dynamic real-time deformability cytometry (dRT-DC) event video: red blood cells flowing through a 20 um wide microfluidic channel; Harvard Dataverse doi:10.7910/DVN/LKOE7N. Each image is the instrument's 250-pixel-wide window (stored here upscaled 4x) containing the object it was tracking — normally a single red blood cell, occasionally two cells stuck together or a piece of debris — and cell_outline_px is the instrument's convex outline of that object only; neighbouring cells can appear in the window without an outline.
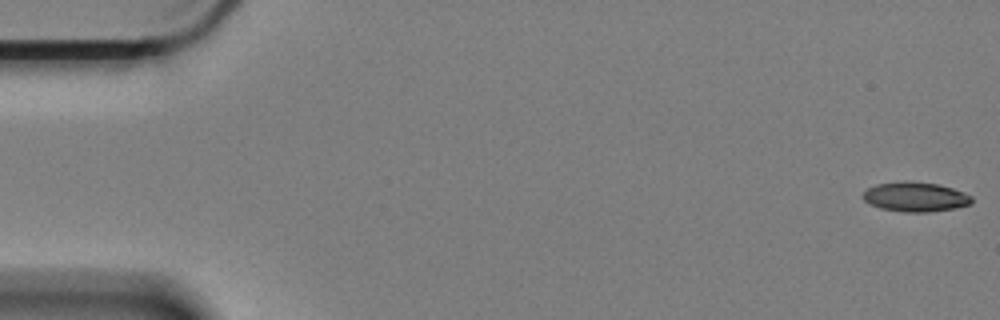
{"species": "Egyptian fruit bat (a non-hibernating species)", "species_latin": "Rousettus aegyptiacus", "temperature_condition": "cold", "stored_images_in_passage": 60, "camera_frame_rate_fps": 3000, "um_per_image_px": 0.085, "animal": {"sex": "female"}, "frame": {"image": 1, "passage_image": 1, "time_ms": 0.0, "image_size_px": [1000, 320], "cell_outline_px": [[972, 204], [952, 208], [928, 212], [904, 212], [880, 208], [864, 200], [864, 192], [868, 188], [876, 184], [904, 180], [912, 180], [940, 184], [952, 188], [972, 196]], "centroid_in_image_um": [77.81, 16.71], "position_along_channel_um": 7.2, "area_um2": 18.79}}
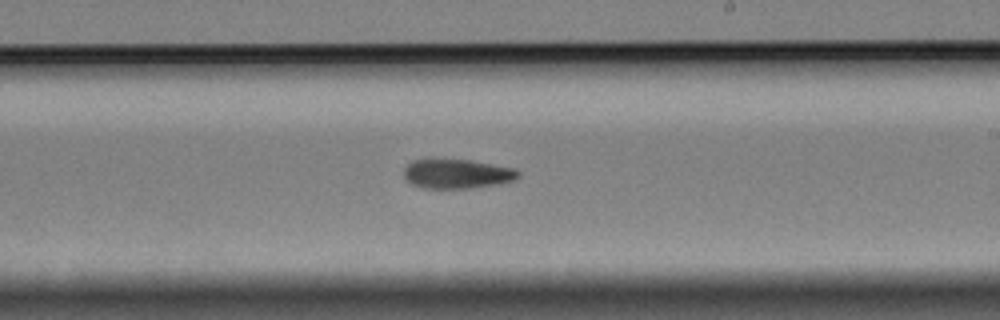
{"frame": {"image": 2, "passage_image": 35, "time_ms": 11.333, "image_size_px": [1000, 320], "cell_outline_px": [[520, 176], [516, 180], [500, 184], [472, 188], [424, 188], [412, 184], [404, 180], [404, 168], [412, 160], [468, 160], [516, 168], [520, 172]], "centroid_in_image_um": [38.88, 14.79], "position_along_channel_um": 250.1, "area_um2": 19.65}}
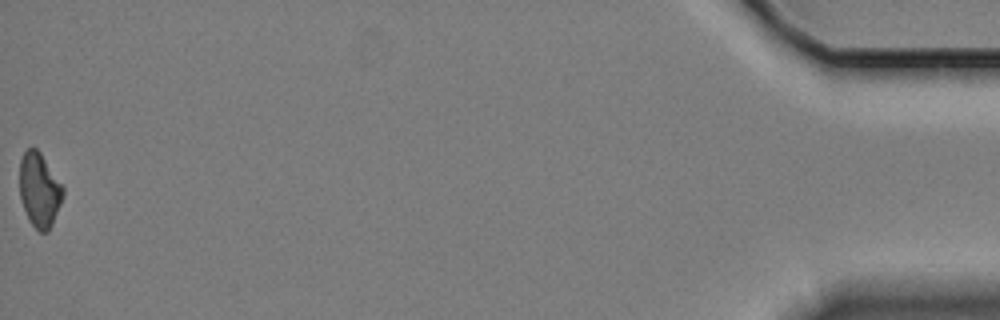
{"frame": {"image": 3, "passage_image": 60, "time_ms": 19.667, "image_size_px": [1000, 320], "cell_outline_px": [[64, 192], [60, 204], [52, 224], [48, 232], [40, 232], [28, 220], [20, 196], [20, 160], [24, 152], [28, 148], [36, 148], [40, 152], [64, 188]], "centroid_in_image_um": [3.34, 16.15], "position_along_channel_um": 431.9, "area_um2": 18.5}, "authors_computed_cell_mechanics": {"area_um2": 19.7965, "velocity_mm_per_s": 3.3395, "shape_relaxation_time_tau1_ms": null, "shape_relaxation_time_tau2_ms": 8.1647, "deformation_change_tau1": null, "deformation_change_tau2": 0.1549}}